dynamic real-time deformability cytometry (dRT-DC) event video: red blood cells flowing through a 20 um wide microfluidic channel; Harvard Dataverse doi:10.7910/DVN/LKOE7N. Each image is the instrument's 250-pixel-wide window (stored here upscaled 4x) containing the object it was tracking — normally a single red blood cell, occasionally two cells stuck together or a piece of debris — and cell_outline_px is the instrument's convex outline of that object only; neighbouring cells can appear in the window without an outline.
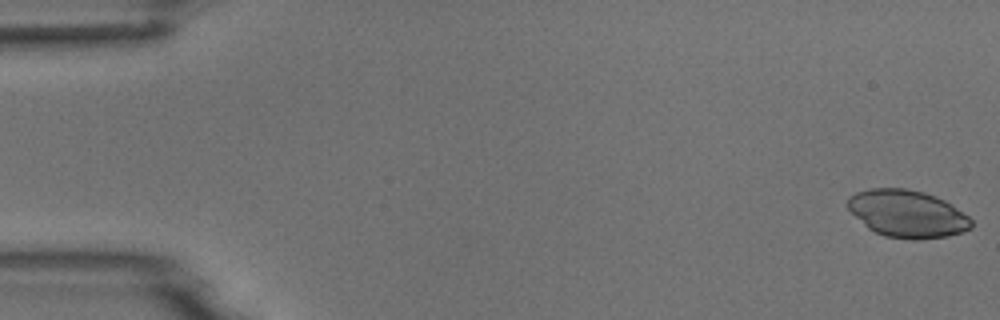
{"species": "common noctule bat (a hibernating species)", "species_latin": "Nyctalus noctula", "temperature_condition": "room temperature", "stored_images_in_passage": 5, "camera_frame_rate_fps": 3000, "um_per_image_px": 0.085, "animal": {"sex": "male", "body_mass_g": 18.8}, "frame": {"image": 1, "passage_image": 1, "time_ms": 0.0, "image_size_px": [1000, 320], "cell_outline_px": [[972, 228], [964, 232], [948, 236], [920, 240], [908, 240], [884, 236], [868, 228], [848, 208], [848, 196], [856, 192], [868, 188], [904, 188], [924, 192], [936, 196], [944, 200], [968, 216], [972, 220]], "centroid_in_image_um": [77.13, 18.18], "position_along_channel_um": 7.9, "area_um2": 34.22}}